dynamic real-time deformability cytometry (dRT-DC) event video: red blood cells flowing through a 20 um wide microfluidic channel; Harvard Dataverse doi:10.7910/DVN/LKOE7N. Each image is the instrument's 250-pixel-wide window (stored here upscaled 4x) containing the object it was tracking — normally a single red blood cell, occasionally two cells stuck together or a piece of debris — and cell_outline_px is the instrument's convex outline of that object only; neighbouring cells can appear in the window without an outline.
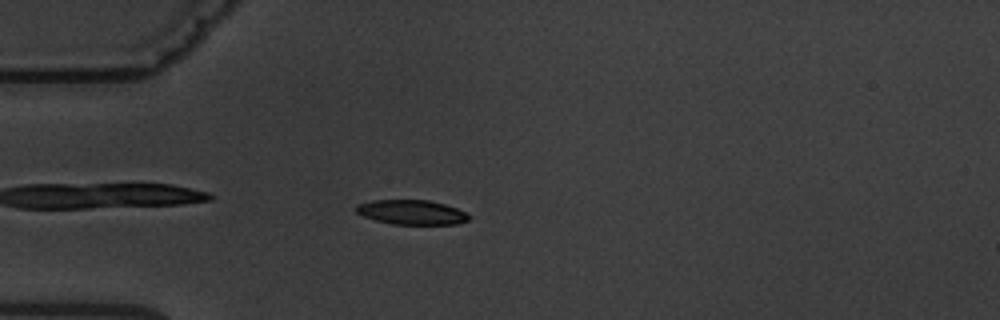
{"species": "common noctule bat (a hibernating species)", "species_latin": "Nyctalus noctula", "temperature_condition": "warm", "stored_images_in_passage": 4, "camera_frame_rate_fps": 3000, "um_per_image_px": 0.085, "animal": {"sex": "male", "body_mass_g": 19.5, "forearm_length_mm": 54.6}, "frame": {"image": 1, "passage_image": 4, "time_ms": 3.333, "image_size_px": [1000, 320], "cell_outline_px": [[472, 216], [468, 220], [456, 224], [392, 224], [376, 220], [364, 216], [356, 212], [356, 204], [372, 200], [428, 200], [444, 204], [456, 208]], "centroid_in_image_um": [34.98, 18.04], "position_along_channel_um": 50.0, "area_um2": 16.07}}